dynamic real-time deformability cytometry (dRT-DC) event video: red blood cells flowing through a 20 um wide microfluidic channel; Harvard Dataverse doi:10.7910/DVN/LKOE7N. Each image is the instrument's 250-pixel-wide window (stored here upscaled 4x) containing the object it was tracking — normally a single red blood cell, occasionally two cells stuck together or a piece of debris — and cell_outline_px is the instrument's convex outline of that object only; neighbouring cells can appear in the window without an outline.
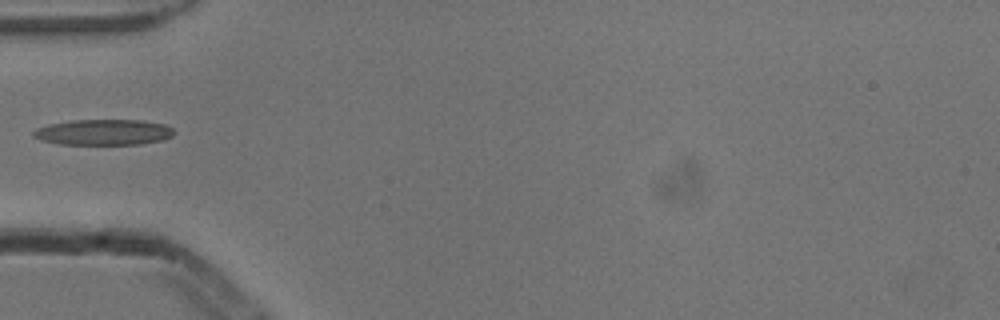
{"species": "common noctule bat (a hibernating species)", "species_latin": "Nyctalus noctula", "temperature_condition": "cold", "stored_images_in_passage": 6, "camera_frame_rate_fps": 3000, "um_per_image_px": 0.085, "animal": {"sex": "male", "body_mass_g": 13.3}, "frame": {"image": 1, "passage_image": 5, "time_ms": 1.333, "image_size_px": [1000, 320], "cell_outline_px": [[172, 136], [164, 140], [140, 144], [60, 144], [44, 140], [32, 136], [32, 132], [36, 128], [48, 124], [72, 120], [140, 120], [164, 124], [172, 128]], "centroid_in_image_um": [8.79, 11.23], "position_along_channel_um": 76.2, "area_um2": 20.98}}
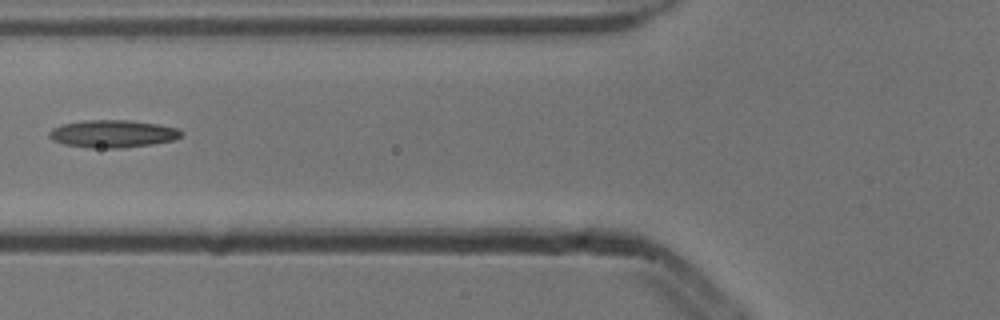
{"frame": {"image": 2, "passage_image": 6, "time_ms": 1.667, "image_size_px": [1000, 320], "cell_outline_px": [[184, 132], [180, 136], [172, 140], [152, 144], [124, 148], [88, 148], [64, 144], [52, 140], [48, 136], [48, 132], [52, 128], [64, 124], [84, 120], [128, 120], [156, 124], [180, 128]], "centroid_in_image_um": [9.57, 11.37], "position_along_channel_um": 116.2, "area_um2": 21.27}}